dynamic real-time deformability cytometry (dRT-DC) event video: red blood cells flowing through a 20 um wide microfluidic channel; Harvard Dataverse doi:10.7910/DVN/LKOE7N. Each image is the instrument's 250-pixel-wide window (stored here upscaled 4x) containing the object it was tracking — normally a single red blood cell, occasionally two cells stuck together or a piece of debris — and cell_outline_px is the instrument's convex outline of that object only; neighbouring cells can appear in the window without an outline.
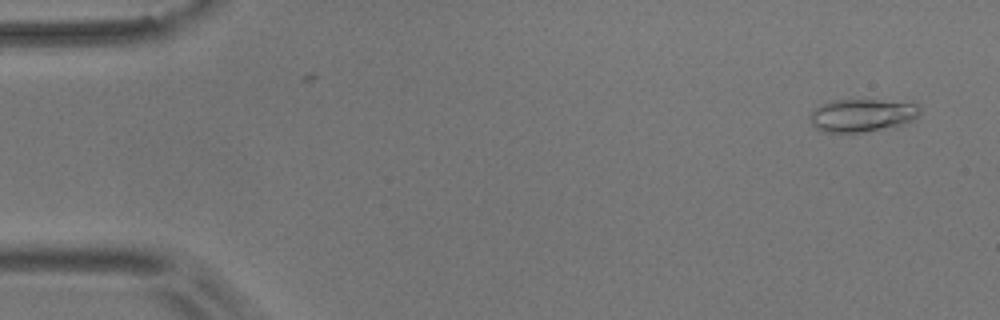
{"species": "common noctule bat (a hibernating species)", "species_latin": "Nyctalus noctula", "temperature_condition": "room temperature", "stored_images_in_passage": 39, "camera_frame_rate_fps": 3000, "um_per_image_px": 0.085, "animal": {"sex": "male", "body_mass_g": 17.9}, "frame": {"image": 1, "passage_image": 3, "time_ms": 0.667, "image_size_px": [1000, 320], "cell_outline_px": [[920, 112], [912, 120], [896, 128], [860, 132], [824, 132], [816, 128], [812, 124], [808, 116], [812, 108], [820, 104], [832, 100], [916, 100], [920, 108]], "centroid_in_image_um": [73.33, 9.78], "position_along_channel_um": 11.7, "area_um2": 21.91}}
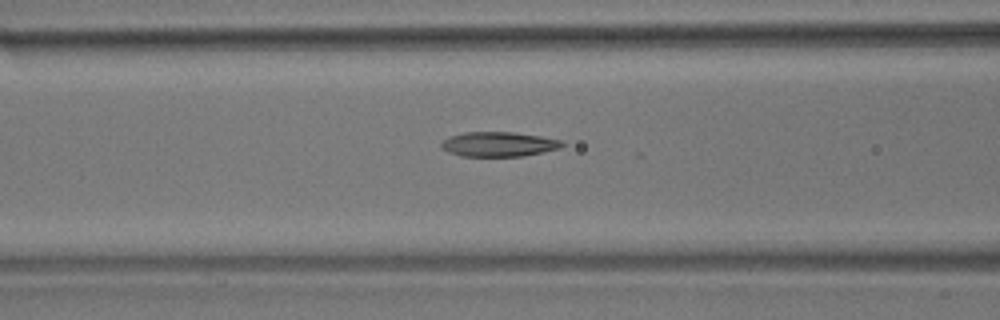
{"frame": {"image": 2, "passage_image": 22, "time_ms": 7.0, "image_size_px": [1000, 320], "cell_outline_px": [[564, 144], [560, 148], [544, 152], [524, 156], [460, 156], [448, 152], [440, 148], [440, 144], [448, 136], [464, 132], [516, 132], [564, 140]], "centroid_in_image_um": [42.38, 12.25], "position_along_channel_um": 124.2, "area_um2": 17.63}}
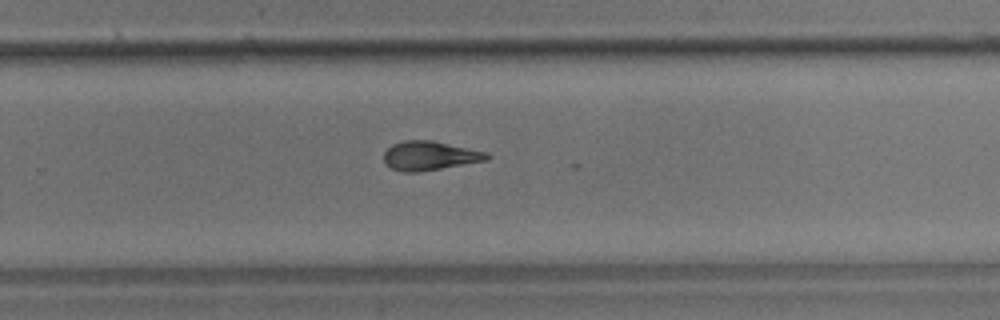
{"frame": {"image": 3, "passage_image": 36, "time_ms": 11.667, "image_size_px": [1000, 320], "cell_outline_px": [[492, 156], [488, 160], [420, 172], [404, 172], [392, 168], [384, 164], [384, 152], [392, 144], [404, 140], [432, 140], [488, 152]], "centroid_in_image_um": [36.54, 13.23], "position_along_channel_um": 293.3, "area_um2": 17.63}}